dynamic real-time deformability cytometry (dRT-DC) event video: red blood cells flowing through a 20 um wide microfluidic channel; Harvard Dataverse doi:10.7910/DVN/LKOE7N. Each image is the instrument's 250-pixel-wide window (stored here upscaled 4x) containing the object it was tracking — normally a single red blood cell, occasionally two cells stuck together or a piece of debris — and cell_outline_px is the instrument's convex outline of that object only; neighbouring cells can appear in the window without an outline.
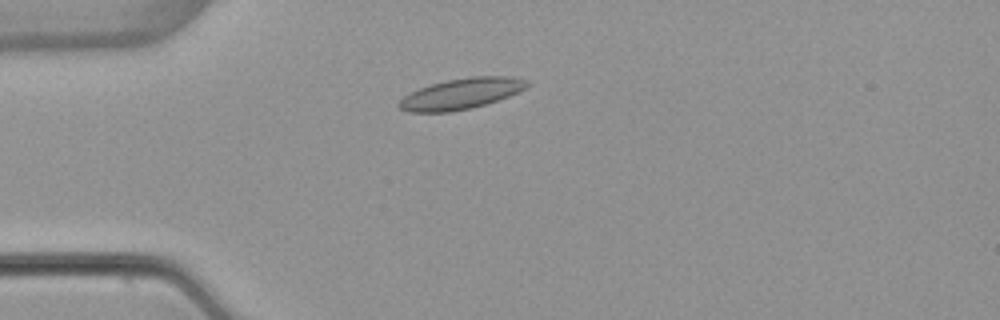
{"species": "common noctule bat (a hibernating species)", "species_latin": "Nyctalus noctula", "temperature_condition": "warm", "stored_images_in_passage": 4, "camera_frame_rate_fps": 3000, "um_per_image_px": 0.085, "animal": {"sex": "female", "body_mass_g": 22.7, "forearm_length_mm": 54.2}, "frame": {"image": 1, "passage_image": 4, "time_ms": 3.667, "image_size_px": [1000, 320], "cell_outline_px": [[528, 84], [524, 88], [508, 96], [472, 108], [452, 112], [408, 112], [400, 108], [396, 104], [404, 96], [420, 88], [432, 84], [448, 80], [472, 76], [512, 76], [528, 80]], "centroid_in_image_um": [39.18, 7.97], "position_along_channel_um": 45.8, "area_um2": 22.72}}